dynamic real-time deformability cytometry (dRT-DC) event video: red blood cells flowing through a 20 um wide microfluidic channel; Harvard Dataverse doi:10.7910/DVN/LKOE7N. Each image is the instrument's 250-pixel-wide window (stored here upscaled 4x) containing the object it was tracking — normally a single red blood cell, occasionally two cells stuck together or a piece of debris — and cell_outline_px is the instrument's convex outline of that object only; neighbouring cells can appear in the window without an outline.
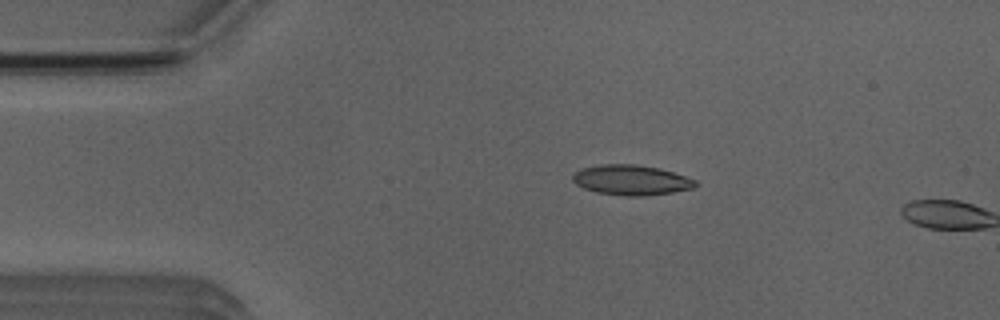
{"species": "Egyptian fruit bat (a non-hibernating species)", "species_latin": "Rousettus aegyptiacus", "temperature_condition": "room temperature", "stored_images_in_passage": 2, "camera_frame_rate_fps": 3000, "um_per_image_px": 0.085, "animal": {"sex": "male"}, "frame": {"image": 1, "passage_image": 1, "time_ms": 0.0, "image_size_px": [1000, 320], "cell_outline_px": [[700, 184], [692, 188], [672, 192], [644, 196], [628, 196], [596, 192], [584, 188], [576, 184], [572, 180], [572, 172], [580, 168], [600, 164], [636, 164], [660, 168], [696, 180]], "centroid_in_image_um": [53.62, 15.29], "position_along_channel_um": 31.4, "area_um2": 21.68}}